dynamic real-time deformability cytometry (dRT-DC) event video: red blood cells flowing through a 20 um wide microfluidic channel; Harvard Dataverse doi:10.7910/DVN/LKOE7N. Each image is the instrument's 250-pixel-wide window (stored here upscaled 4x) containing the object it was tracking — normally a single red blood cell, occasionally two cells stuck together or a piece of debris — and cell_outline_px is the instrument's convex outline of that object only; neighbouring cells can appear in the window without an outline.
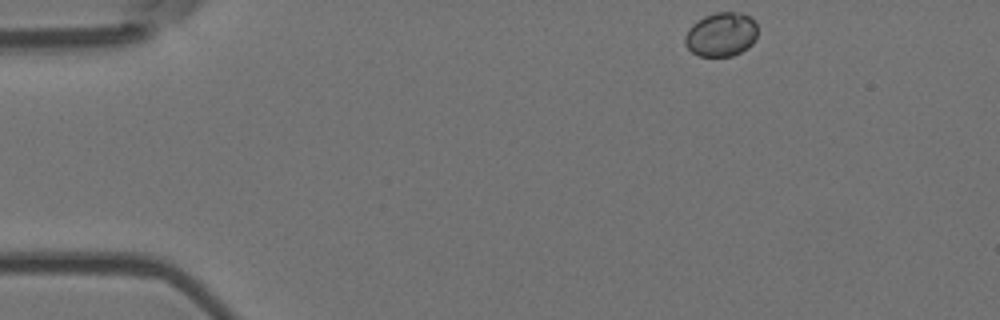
{"species": "Egyptian fruit bat (a non-hibernating species)", "species_latin": "Rousettus aegyptiacus", "temperature_condition": "room temperature", "stored_images_in_passage": 9, "camera_frame_rate_fps": 3000, "um_per_image_px": 0.085, "animal": {"sex": "female"}, "frame": {"image": 1, "passage_image": 1, "time_ms": 0.0, "image_size_px": [1000, 320], "cell_outline_px": [[756, 36], [752, 44], [748, 48], [732, 56], [700, 56], [692, 52], [684, 44], [684, 36], [688, 28], [692, 24], [704, 16], [716, 12], [740, 12], [748, 16], [756, 24]], "centroid_in_image_um": [61.27, 2.93], "position_along_channel_um": 23.7, "area_um2": 18.67}}
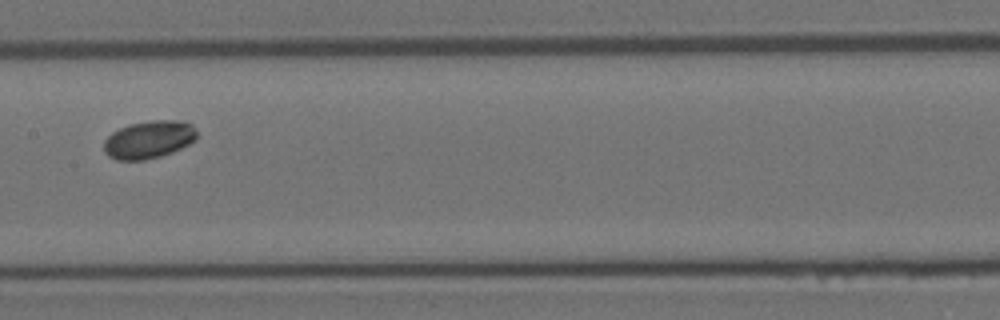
{"frame": {"image": 2, "passage_image": 6, "time_ms": 1.667, "image_size_px": [1000, 320], "cell_outline_px": [[196, 140], [172, 152], [160, 156], [144, 160], [116, 160], [108, 156], [104, 152], [104, 140], [112, 132], [128, 124], [152, 120], [184, 120], [192, 124], [196, 132]], "centroid_in_image_um": [12.64, 11.85], "position_along_channel_um": 194.8, "area_um2": 20.58}}
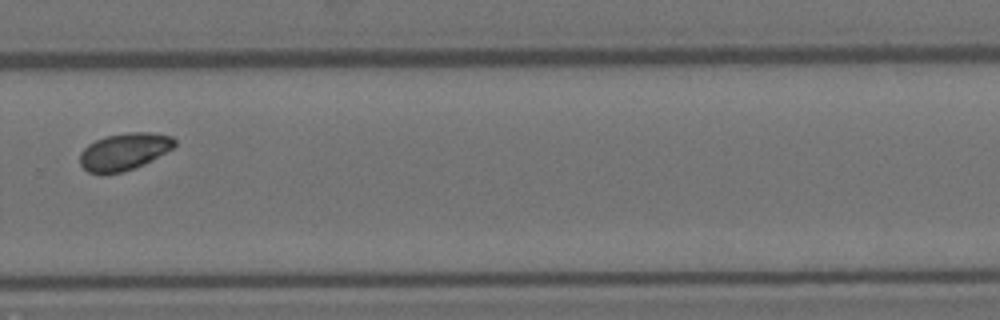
{"frame": {"image": 3, "passage_image": 9, "time_ms": 2.667, "image_size_px": [1000, 320], "cell_outline_px": [[176, 144], [172, 148], [144, 164], [124, 172], [88, 172], [80, 164], [80, 152], [88, 144], [104, 136], [128, 132], [152, 132], [172, 136], [176, 140]], "centroid_in_image_um": [10.56, 12.85], "position_along_channel_um": 319.2, "area_um2": 20.29}}